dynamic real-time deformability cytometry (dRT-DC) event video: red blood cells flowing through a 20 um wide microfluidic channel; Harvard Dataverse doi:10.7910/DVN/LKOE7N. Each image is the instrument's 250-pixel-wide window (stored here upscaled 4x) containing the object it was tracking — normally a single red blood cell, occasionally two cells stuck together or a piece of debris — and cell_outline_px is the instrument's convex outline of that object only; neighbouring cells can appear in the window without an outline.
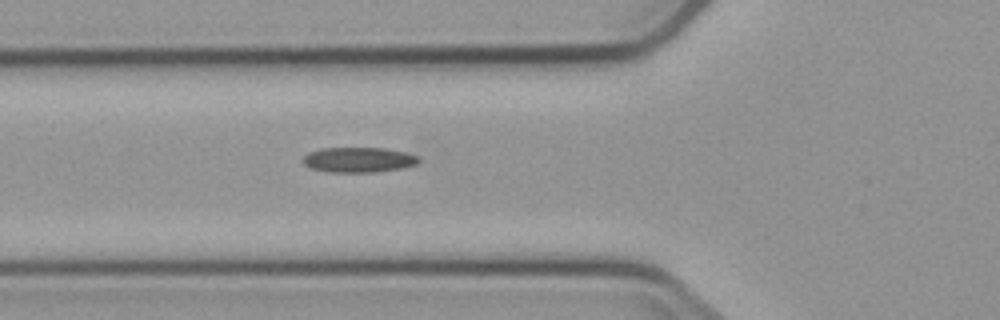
{"species": "common noctule bat (a hibernating species)", "species_latin": "Nyctalus noctula", "temperature_condition": "cold", "stored_images_in_passage": 2, "camera_frame_rate_fps": 3000, "um_per_image_px": 0.085, "animal": {"sex": "male", "body_mass_g": 23.1, "forearm_length_mm": 52.7}, "frame": {"image": 1, "passage_image": 2, "time_ms": 1.0, "image_size_px": [1000, 320], "cell_outline_px": [[420, 160], [416, 164], [400, 168], [372, 172], [328, 172], [312, 168], [304, 164], [304, 156], [308, 152], [320, 148], [384, 148], [404, 152], [420, 156]], "centroid_in_image_um": [30.48, 13.57], "position_along_channel_um": 95.3, "area_um2": 16.82}}